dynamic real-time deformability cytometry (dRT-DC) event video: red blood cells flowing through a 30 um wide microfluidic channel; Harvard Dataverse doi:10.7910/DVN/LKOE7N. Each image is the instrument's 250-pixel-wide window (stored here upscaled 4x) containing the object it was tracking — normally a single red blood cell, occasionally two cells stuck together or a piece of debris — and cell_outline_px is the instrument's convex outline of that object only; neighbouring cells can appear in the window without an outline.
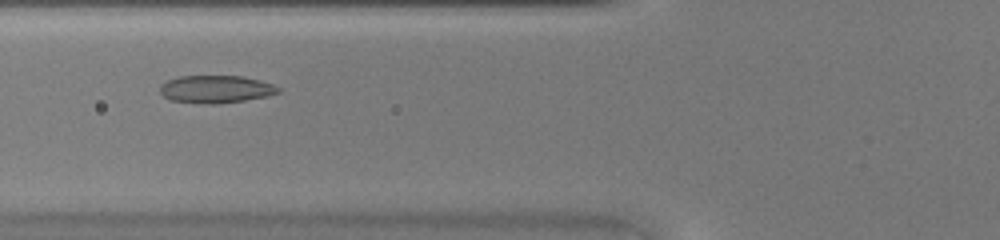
{"species": "common noctule bat (a hibernating species)", "species_latin": "Nyctalus noctula", "temperature_condition": "warm", "stored_images_in_passage": 36, "camera_frame_rate_fps": 3000, "um_per_image_px": 0.085, "animal": {"sex": "female", "body_mass_g": 20.0, "forearm_length_mm": 54.0}, "frame": {"image": 1, "passage_image": 9, "time_ms": 2.667, "image_size_px": [1000, 240], "cell_outline_px": [[280, 92], [268, 96], [244, 100], [212, 104], [204, 104], [172, 100], [164, 96], [160, 92], [160, 84], [168, 80], [180, 76], [244, 76], [260, 80], [272, 84], [280, 88]], "centroid_in_image_um": [18.36, 7.57], "position_along_channel_um": 107.4, "area_um2": 18.96}}
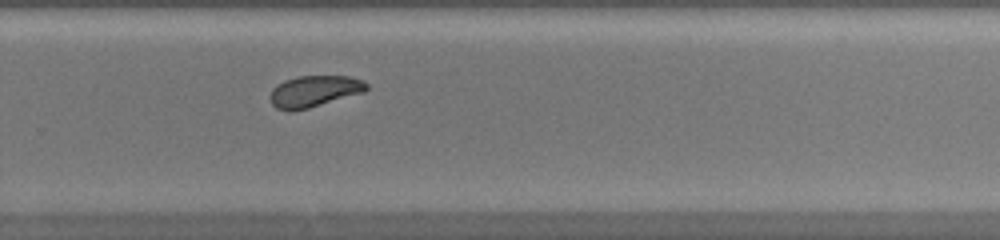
{"frame": {"image": 2, "passage_image": 22, "time_ms": 7.0, "image_size_px": [1000, 240], "cell_outline_px": [[368, 88], [364, 92], [308, 108], [292, 112], [288, 112], [276, 108], [272, 104], [268, 96], [272, 88], [276, 84], [284, 80], [296, 76], [348, 76], [364, 80], [368, 84]], "centroid_in_image_um": [26.66, 7.76], "position_along_channel_um": 303.1, "area_um2": 17.92}}
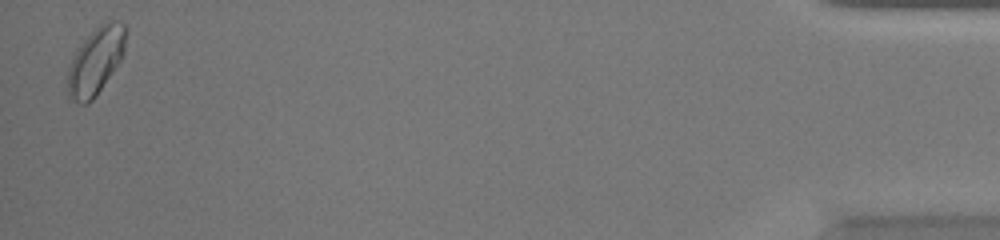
{"frame": {"image": 3, "passage_image": 36, "time_ms": 11.667, "image_size_px": [1000, 240], "cell_outline_px": [[128, 28], [124, 52], [120, 60], [96, 96], [88, 104], [80, 104], [72, 100], [68, 96], [68, 68], [76, 52], [84, 40], [100, 24], [112, 20], [120, 20]], "centroid_in_image_um": [8.17, 5.17], "position_along_channel_um": 427.0, "area_um2": 22.54}}